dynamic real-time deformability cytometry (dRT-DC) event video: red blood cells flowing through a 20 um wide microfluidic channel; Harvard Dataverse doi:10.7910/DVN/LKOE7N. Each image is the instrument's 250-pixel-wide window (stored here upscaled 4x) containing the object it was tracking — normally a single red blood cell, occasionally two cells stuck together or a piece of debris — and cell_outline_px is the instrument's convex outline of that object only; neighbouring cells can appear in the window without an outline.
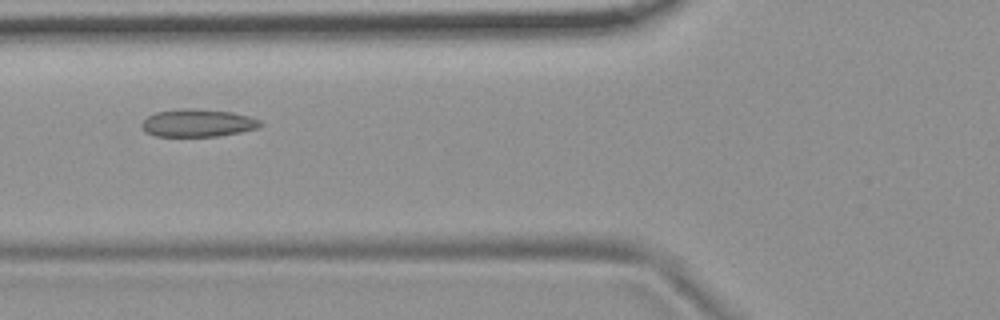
{"species": "common noctule bat (a hibernating species)", "species_latin": "Nyctalus noctula", "temperature_condition": "room temperature", "stored_images_in_passage": 12, "camera_frame_rate_fps": 3000, "um_per_image_px": 0.085, "animal": {"sex": "female", "body_mass_g": 19.9}, "frame": {"image": 1, "passage_image": 7, "time_ms": 8.0, "image_size_px": [1000, 320], "cell_outline_px": [[264, 124], [260, 128], [240, 132], [216, 136], [156, 136], [144, 132], [140, 124], [148, 116], [156, 112], [184, 108], [188, 108], [232, 112], [248, 116], [260, 120]], "centroid_in_image_um": [16.81, 10.46], "position_along_channel_um": 109.0, "area_um2": 19.13}}